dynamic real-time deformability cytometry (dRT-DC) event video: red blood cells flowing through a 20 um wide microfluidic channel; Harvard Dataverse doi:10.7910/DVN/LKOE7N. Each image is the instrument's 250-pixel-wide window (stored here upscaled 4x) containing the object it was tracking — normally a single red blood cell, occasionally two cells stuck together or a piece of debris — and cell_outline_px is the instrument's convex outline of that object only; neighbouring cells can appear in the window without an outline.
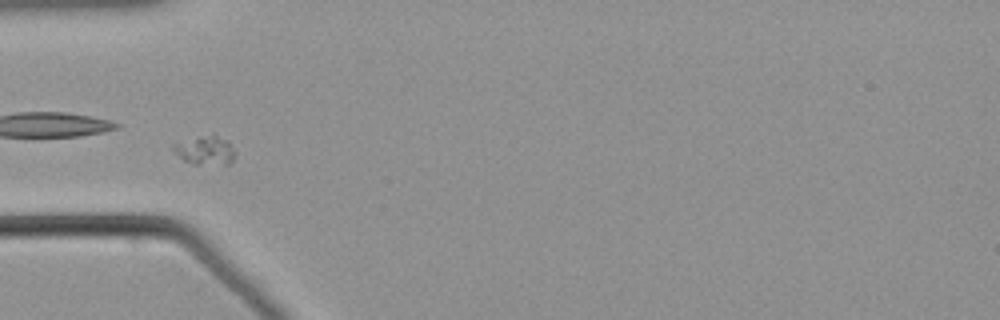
{"species": "common noctule bat (a hibernating species)", "species_latin": "Nyctalus noctula", "temperature_condition": "warm", "stored_images_in_passage": 40, "camera_frame_rate_fps": 3000, "um_per_image_px": 0.085, "animal": {"sex": "male", "body_mass_g": 21.5, "forearm_length_mm": 52.0}, "frame": {"image": 1, "passage_image": 1, "time_ms": 0.0, "image_size_px": [1000, 320], "cell_outline_px": [[236, 156], [228, 164], [196, 164], [184, 160], [172, 152], [172, 144], [212, 132], [228, 140], [236, 152]], "centroid_in_image_um": [17.46, 12.74], "position_along_channel_um": 67.5, "area_um2": 10.69}}
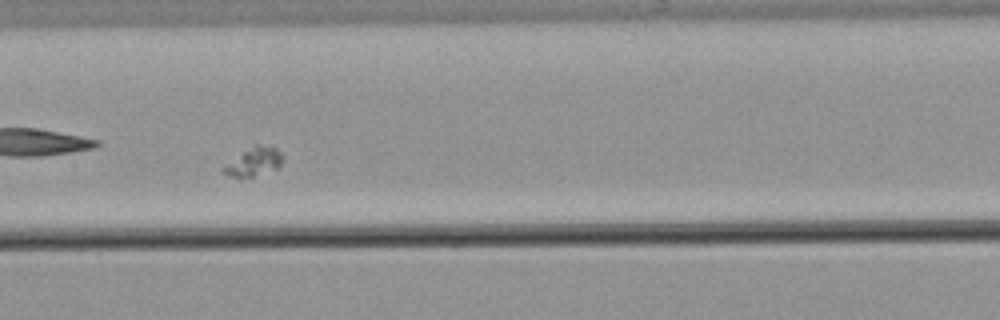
{"frame": {"image": 2, "passage_image": 11, "time_ms": 3.333, "image_size_px": [1000, 320], "cell_outline_px": [[284, 160], [276, 168], [240, 180], [220, 172], [220, 168], [252, 144], [256, 144], [276, 148], [284, 156]], "centroid_in_image_um": [21.51, 13.76], "position_along_channel_um": 185.9, "area_um2": 10.06}}
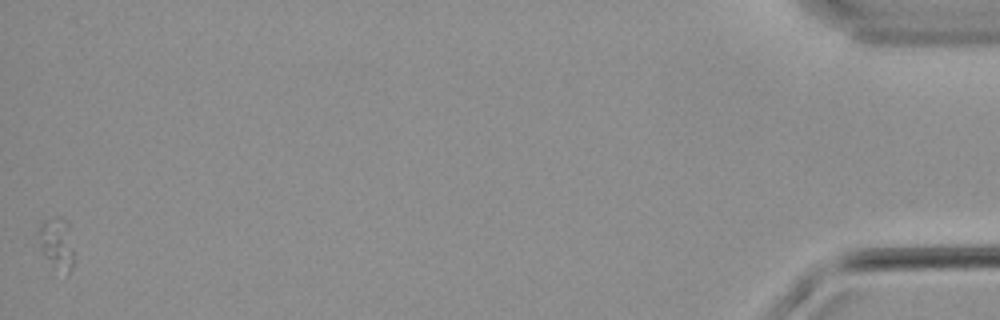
{"frame": {"image": 3, "passage_image": 40, "time_ms": 13.0, "image_size_px": [1000, 320], "cell_outline_px": [[72, 268], [68, 272], [44, 256], [40, 248], [36, 236], [36, 228], [44, 220], [52, 216], [60, 216], [68, 220], [72, 248]], "centroid_in_image_um": [4.76, 20.51], "position_along_channel_um": 430.4, "area_um2": 10.46}}